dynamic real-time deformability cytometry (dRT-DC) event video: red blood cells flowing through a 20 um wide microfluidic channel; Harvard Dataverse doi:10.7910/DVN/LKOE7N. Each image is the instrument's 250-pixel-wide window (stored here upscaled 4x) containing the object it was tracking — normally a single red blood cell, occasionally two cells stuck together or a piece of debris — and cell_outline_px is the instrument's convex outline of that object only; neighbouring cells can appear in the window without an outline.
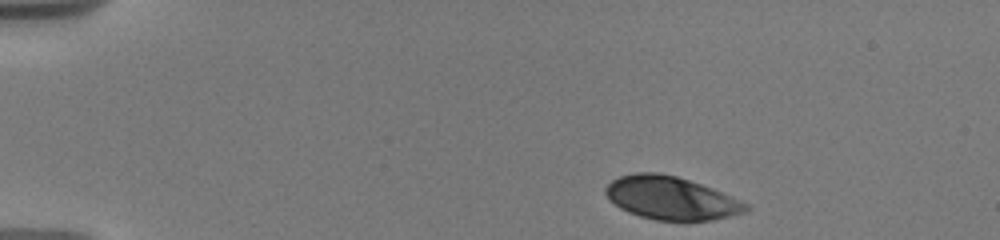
{"species": "human", "species_latin": "Homo sapiens", "temperature_condition": "warm", "stored_images_in_passage": 28, "camera_frame_rate_fps": 3000, "um_per_image_px": 0.085, "donor": {"sex": "male"}, "frame": {"image": 1, "passage_image": 1, "time_ms": 0.0, "image_size_px": [1000, 240], "cell_outline_px": [[752, 208], [744, 212], [712, 220], [656, 220], [640, 216], [628, 212], [620, 208], [604, 192], [604, 188], [612, 180], [620, 176], [636, 172], [656, 172], [676, 176], [712, 188], [740, 200], [748, 204]], "centroid_in_image_um": [57.03, 16.83], "position_along_channel_um": 28.0, "area_um2": 34.85}}
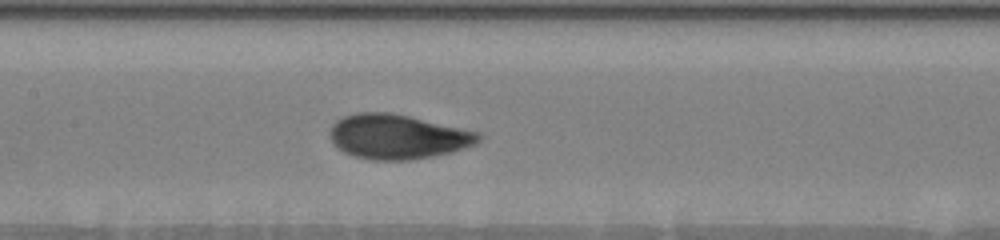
{"frame": {"image": 2, "passage_image": 20, "time_ms": 6.333, "image_size_px": [1000, 240], "cell_outline_px": [[480, 140], [476, 144], [452, 152], [432, 156], [408, 160], [372, 160], [356, 156], [344, 152], [332, 144], [332, 124], [336, 120], [344, 116], [356, 112], [392, 112], [480, 132]], "centroid_in_image_um": [33.81, 11.61], "position_along_channel_um": 173.6, "area_um2": 38.55}}
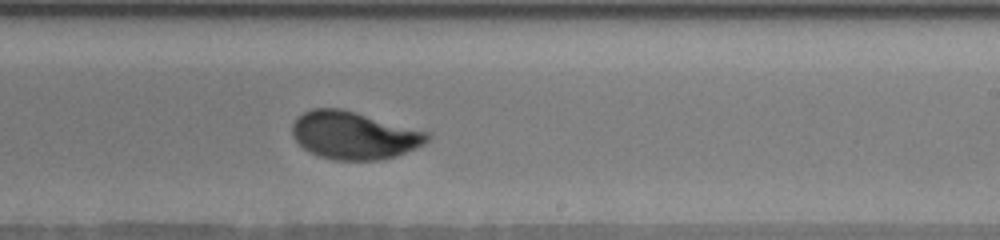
{"frame": {"image": 3, "passage_image": 28, "time_ms": 8.667, "image_size_px": [1000, 240], "cell_outline_px": [[432, 136], [424, 144], [416, 148], [396, 156], [380, 160], [332, 160], [320, 156], [304, 148], [292, 136], [292, 124], [296, 116], [312, 108], [340, 108], [356, 112], [432, 132]], "centroid_in_image_um": [30.12, 11.49], "position_along_channel_um": 258.9, "area_um2": 37.86}}